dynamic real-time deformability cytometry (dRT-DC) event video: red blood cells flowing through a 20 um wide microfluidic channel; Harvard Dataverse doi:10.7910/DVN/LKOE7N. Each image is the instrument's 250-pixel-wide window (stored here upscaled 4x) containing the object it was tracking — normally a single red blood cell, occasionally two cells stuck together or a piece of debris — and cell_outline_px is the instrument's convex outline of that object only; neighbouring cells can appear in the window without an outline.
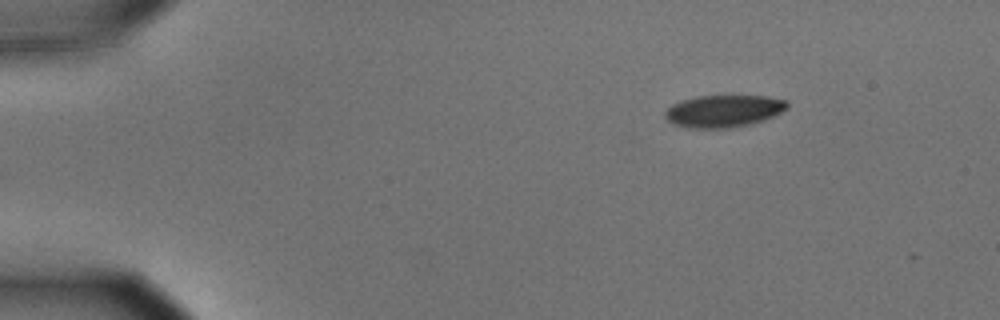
{"species": "common noctule bat (a hibernating species)", "species_latin": "Nyctalus noctula", "temperature_condition": "cold", "stored_images_in_passage": 49, "camera_frame_rate_fps": 3000, "um_per_image_px": 0.085, "animal": {"sex": "male", "body_mass_g": 15.6}, "frame": {"image": 1, "passage_image": 1, "time_ms": 0.0, "image_size_px": [1000, 320], "cell_outline_px": [[788, 108], [764, 120], [732, 128], [688, 128], [672, 124], [664, 116], [664, 112], [672, 104], [696, 96], [768, 96], [788, 100]], "centroid_in_image_um": [61.5, 9.44], "position_along_channel_um": 23.5, "area_um2": 22.95}}
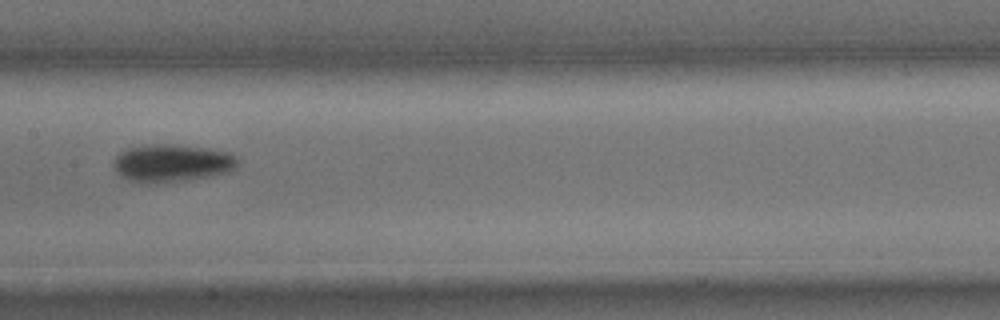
{"frame": {"image": 2, "passage_image": 22, "time_ms": 7.0, "image_size_px": [1000, 320], "cell_outline_px": [[236, 168], [228, 172], [208, 176], [180, 180], [148, 184], [132, 180], [124, 176], [116, 168], [116, 156], [124, 148], [140, 144], [172, 144], [208, 148], [232, 152], [236, 156]], "centroid_in_image_um": [14.64, 13.82], "position_along_channel_um": 192.8, "area_um2": 26.93}}
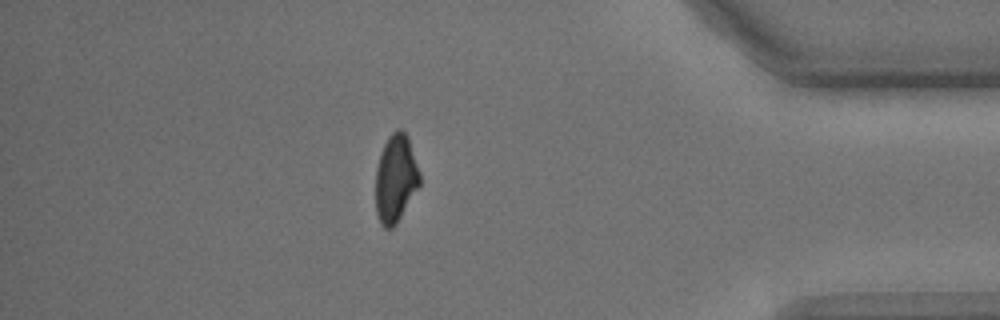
{"frame": {"image": 3, "passage_image": 42, "time_ms": 13.667, "image_size_px": [1000, 320], "cell_outline_px": [[420, 184], [396, 224], [392, 228], [384, 228], [376, 212], [376, 168], [380, 152], [388, 136], [396, 128], [400, 128], [408, 136], [420, 172]], "centroid_in_image_um": [33.63, 15.13], "position_along_channel_um": 401.6, "area_um2": 22.54}, "authors_computed_cell_mechanics": {"area_um2": 24.854, "velocity_mm_per_s": 3.6237, "shape_relaxation_time_tau1_ms": 3.1384, "shape_relaxation_time_tau2_ms": null, "deformation_change_tau1": 0.0941, "deformation_change_tau2": null}}